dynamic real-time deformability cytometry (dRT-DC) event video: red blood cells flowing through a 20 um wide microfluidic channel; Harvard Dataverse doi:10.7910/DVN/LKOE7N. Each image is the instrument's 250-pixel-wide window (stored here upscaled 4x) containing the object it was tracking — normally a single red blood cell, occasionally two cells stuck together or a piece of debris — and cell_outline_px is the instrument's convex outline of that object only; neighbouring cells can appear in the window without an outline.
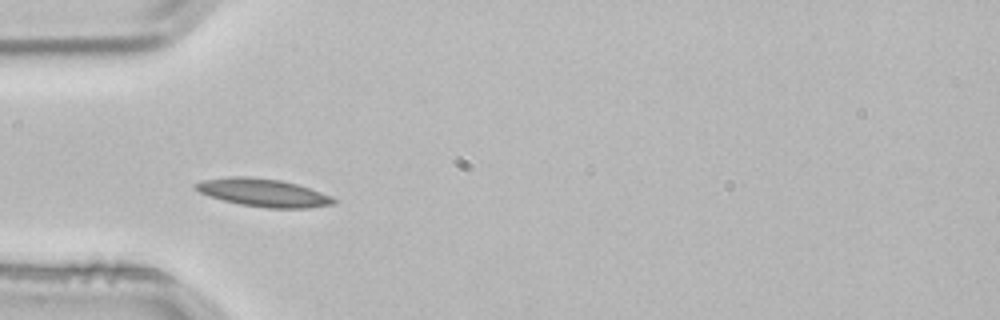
{"species": "common noctule bat (a hibernating species)", "species_latin": "Nyctalus noctula", "temperature_condition": "room temperature", "stored_images_in_passage": 2, "camera_frame_rate_fps": 3000, "um_per_image_px": 0.085, "animal": {"sex": "male", "body_mass_g": 21.5, "forearm_length_mm": 52.0}, "frame": {"image": 1, "passage_image": 1, "time_ms": 0.0, "image_size_px": [1000, 320], "cell_outline_px": [[336, 204], [308, 208], [268, 208], [240, 204], [208, 196], [192, 188], [192, 184], [200, 180], [228, 176], [244, 176], [280, 180], [296, 184], [332, 196], [336, 200]], "centroid_in_image_um": [22.33, 16.37], "position_along_channel_um": 62.7, "area_um2": 22.54}}